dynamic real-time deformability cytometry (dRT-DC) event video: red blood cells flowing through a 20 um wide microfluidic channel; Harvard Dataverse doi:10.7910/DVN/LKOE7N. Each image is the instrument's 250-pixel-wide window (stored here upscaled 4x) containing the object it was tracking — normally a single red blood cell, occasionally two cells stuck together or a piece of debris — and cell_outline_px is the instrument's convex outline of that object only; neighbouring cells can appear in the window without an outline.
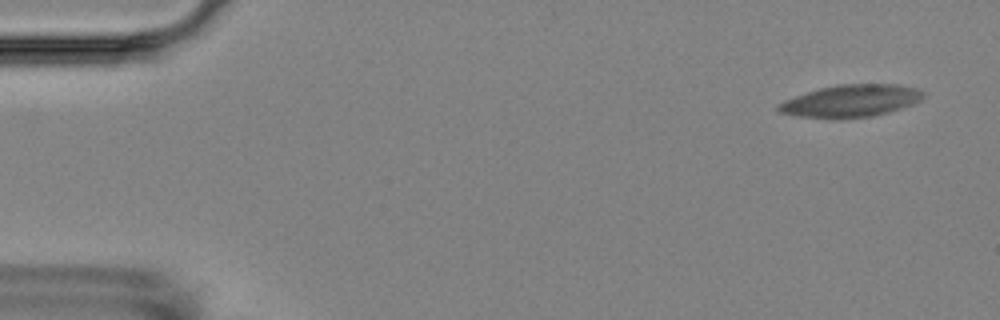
{"species": "Egyptian fruit bat (a non-hibernating species)", "species_latin": "Rousettus aegyptiacus", "temperature_condition": "room temperature", "stored_images_in_passage": 6, "camera_frame_rate_fps": 3000, "um_per_image_px": 0.085, "animal": {"sex": "female"}, "frame": {"image": 1, "passage_image": 1, "time_ms": 0.0, "image_size_px": [1000, 320], "cell_outline_px": [[924, 96], [920, 100], [912, 104], [888, 112], [872, 116], [836, 120], [800, 116], [780, 112], [776, 108], [776, 104], [784, 100], [820, 88], [836, 84], [900, 84], [916, 88], [924, 92]], "centroid_in_image_um": [72.31, 8.58], "position_along_channel_um": 12.7, "area_um2": 27.4}}
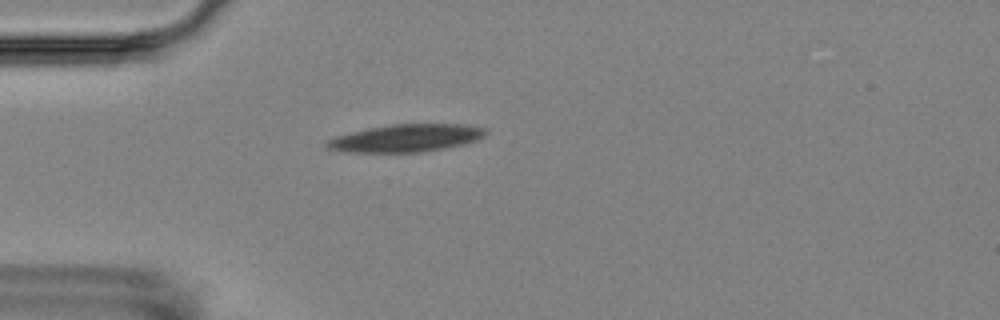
{"frame": {"image": 2, "passage_image": 5, "time_ms": 4.667, "image_size_px": [1000, 320], "cell_outline_px": [[488, 132], [484, 136], [476, 140], [464, 144], [444, 148], [420, 152], [344, 152], [328, 148], [324, 144], [328, 140], [336, 136], [368, 128], [392, 124], [468, 124], [488, 128]], "centroid_in_image_um": [34.56, 11.73], "position_along_channel_um": 50.4, "area_um2": 25.55}}